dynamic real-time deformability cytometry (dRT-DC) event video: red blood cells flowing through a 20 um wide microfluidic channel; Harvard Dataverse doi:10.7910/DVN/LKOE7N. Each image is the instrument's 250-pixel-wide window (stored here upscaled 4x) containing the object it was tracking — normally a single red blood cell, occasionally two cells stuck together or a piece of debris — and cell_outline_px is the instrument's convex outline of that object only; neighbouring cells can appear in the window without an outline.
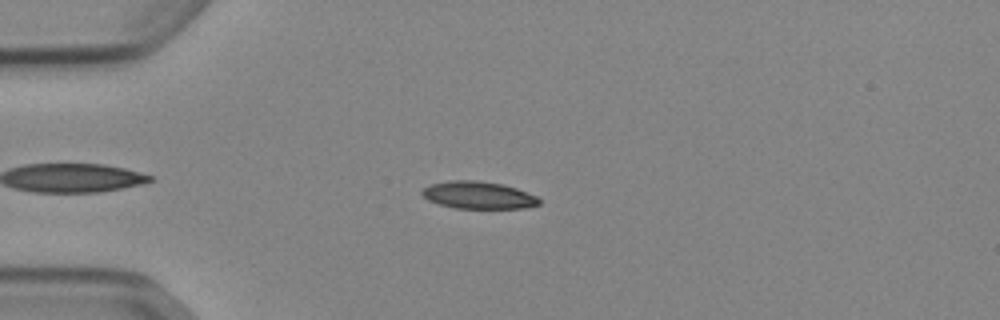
{"species": "Egyptian fruit bat (a non-hibernating species)", "species_latin": "Rousettus aegyptiacus", "temperature_condition": "cold", "stored_images_in_passage": 48, "camera_frame_rate_fps": 3000, "um_per_image_px": 0.085, "animal": {"sex": "female"}, "frame": {"image": 1, "passage_image": 9, "time_ms": 2.667, "image_size_px": [1000, 320], "cell_outline_px": [[540, 204], [524, 208], [456, 208], [440, 204], [428, 200], [420, 192], [424, 188], [432, 184], [448, 180], [476, 180], [504, 184], [516, 188], [536, 196], [540, 200]], "centroid_in_image_um": [40.66, 16.58], "position_along_channel_um": 44.3, "area_um2": 18.55}}
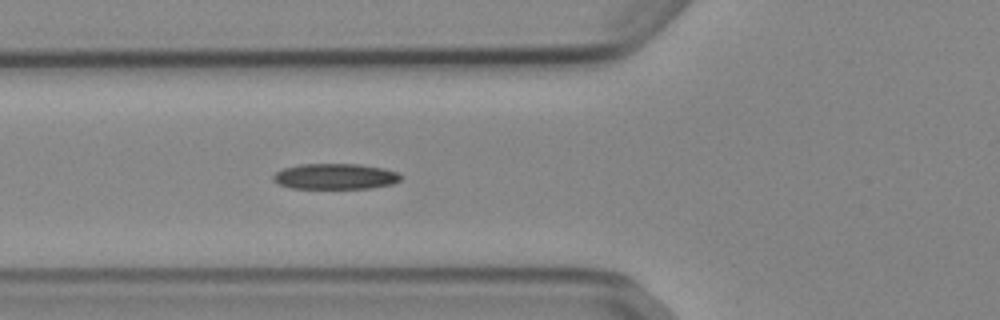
{"frame": {"image": 2, "passage_image": 15, "time_ms": 4.667, "image_size_px": [1000, 320], "cell_outline_px": [[400, 180], [392, 184], [372, 188], [292, 188], [280, 184], [272, 180], [272, 176], [276, 172], [284, 168], [300, 164], [360, 164], [384, 168], [396, 172], [400, 176]], "centroid_in_image_um": [28.48, 14.99], "position_along_channel_um": 97.3, "area_um2": 19.02}}
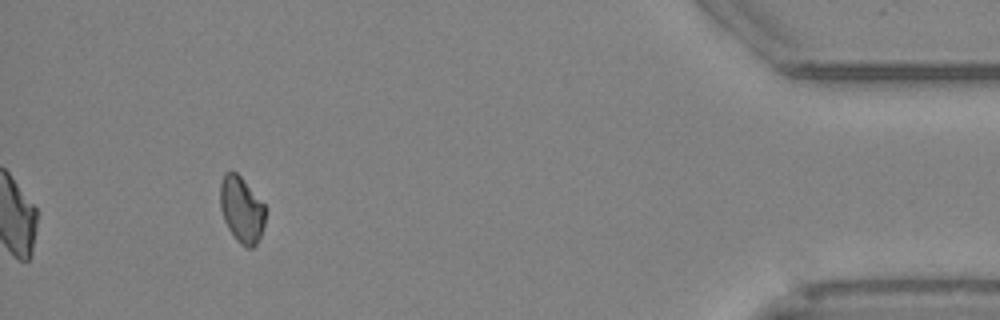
{"frame": {"image": 3, "passage_image": 44, "time_ms": 14.333, "image_size_px": [1000, 320], "cell_outline_px": [[264, 224], [260, 236], [256, 244], [252, 248], [248, 248], [240, 244], [236, 240], [228, 228], [224, 220], [220, 208], [220, 184], [224, 172], [236, 172], [240, 176], [264, 204]], "centroid_in_image_um": [20.51, 17.82], "position_along_channel_um": 414.7, "area_um2": 17.22}, "authors_computed_cell_mechanics": {"area_um2": 18.207, "velocity_mm_per_s": 3.8886, "shape_relaxation_time_tau1_ms": 10.1061, "shape_relaxation_time_tau2_ms": null, "deformation_change_tau1": 0.149, "deformation_change_tau2": null}}